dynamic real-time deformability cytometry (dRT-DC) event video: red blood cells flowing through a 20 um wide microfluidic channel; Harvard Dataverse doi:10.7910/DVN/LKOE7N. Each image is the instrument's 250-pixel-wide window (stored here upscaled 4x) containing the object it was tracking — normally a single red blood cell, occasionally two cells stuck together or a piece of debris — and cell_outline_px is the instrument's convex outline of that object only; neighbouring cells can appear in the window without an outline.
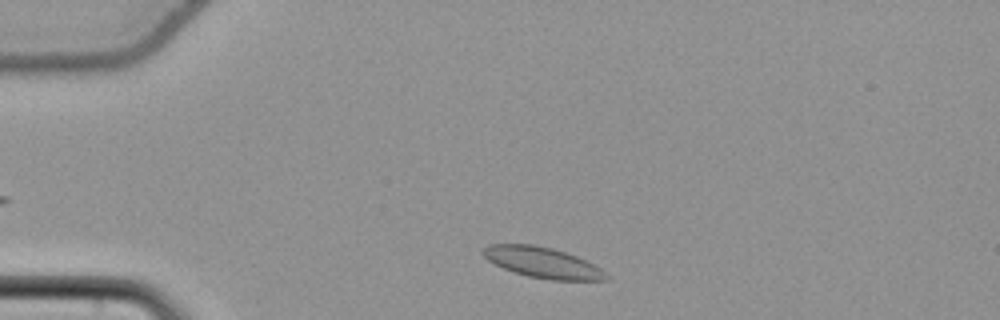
{"species": "common noctule bat (a hibernating species)", "species_latin": "Nyctalus noctula", "temperature_condition": "cold", "stored_images_in_passage": 31, "camera_frame_rate_fps": 3000, "um_per_image_px": 0.085, "animal": {"sex": "female", "body_mass_g": 22.7, "forearm_length_mm": 54.2}, "frame": {"image": 1, "passage_image": 2, "time_ms": 0.333, "image_size_px": [1000, 320], "cell_outline_px": [[608, 280], [548, 280], [528, 276], [504, 268], [488, 260], [480, 252], [488, 244], [532, 244], [552, 248], [576, 256], [596, 264], [608, 276]], "centroid_in_image_um": [46.12, 22.31], "position_along_channel_um": 38.9, "area_um2": 21.91}}
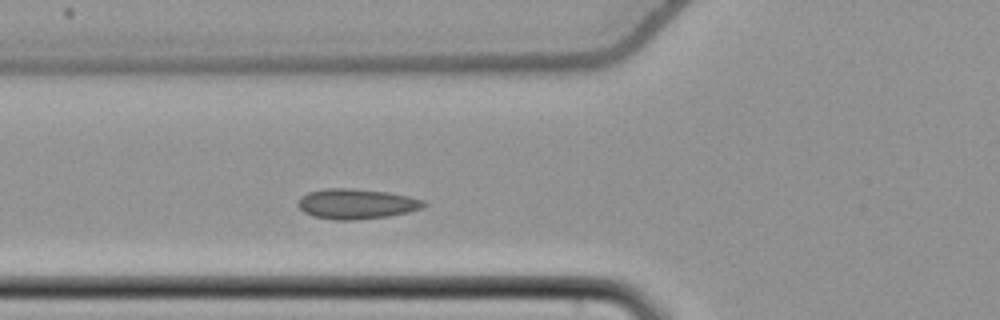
{"frame": {"image": 2, "passage_image": 10, "time_ms": 3.0, "image_size_px": [1000, 320], "cell_outline_px": [[428, 204], [420, 208], [408, 212], [388, 216], [352, 220], [332, 220], [312, 216], [304, 212], [296, 204], [296, 200], [300, 196], [308, 192], [328, 188], [352, 188], [388, 192], [408, 196], [424, 200]], "centroid_in_image_um": [30.25, 17.32], "position_along_channel_um": 95.6, "area_um2": 22.25}}
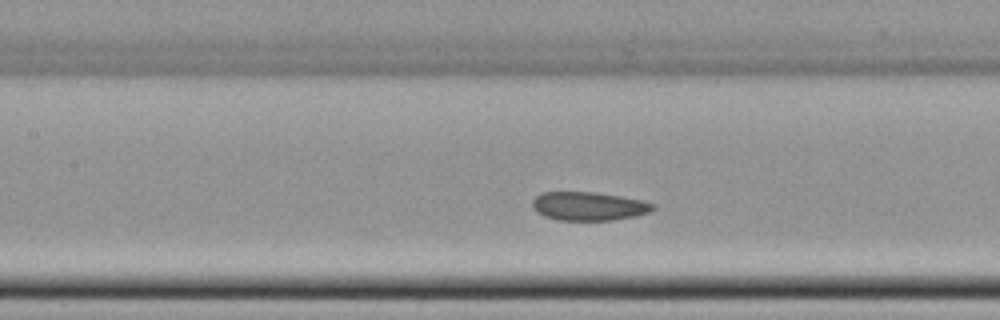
{"frame": {"image": 3, "passage_image": 15, "time_ms": 4.667, "image_size_px": [1000, 320], "cell_outline_px": [[656, 208], [648, 212], [636, 216], [612, 220], [556, 220], [544, 216], [536, 212], [532, 208], [532, 200], [540, 192], [596, 192], [620, 196], [640, 200], [656, 204]], "centroid_in_image_um": [50.01, 17.52], "position_along_channel_um": 157.4, "area_um2": 20.23}}